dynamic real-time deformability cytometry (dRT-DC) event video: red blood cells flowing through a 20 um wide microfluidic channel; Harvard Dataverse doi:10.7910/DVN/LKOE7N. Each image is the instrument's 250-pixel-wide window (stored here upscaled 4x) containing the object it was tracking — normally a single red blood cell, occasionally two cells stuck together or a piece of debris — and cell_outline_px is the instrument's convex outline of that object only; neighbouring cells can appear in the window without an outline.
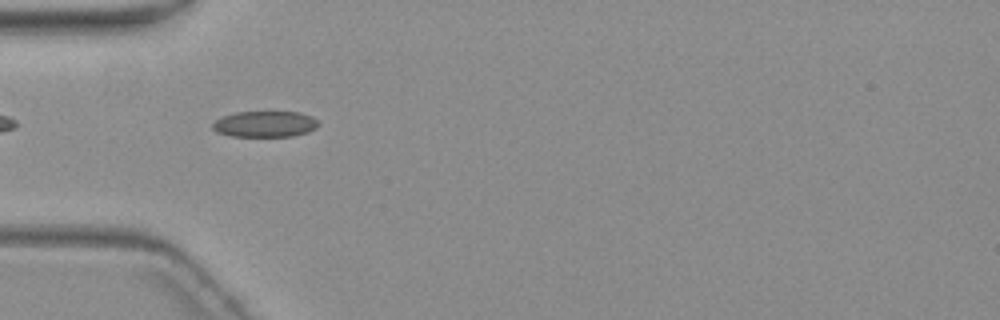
{"species": "common noctule bat (a hibernating species)", "species_latin": "Nyctalus noctula", "temperature_condition": "warm", "stored_images_in_passage": 6, "camera_frame_rate_fps": 3000, "um_per_image_px": 0.085, "animal": {"sex": "female", "body_mass_g": 19.3, "forearm_length_mm": 54.1}, "frame": {"image": 1, "passage_image": 1, "time_ms": 0.0, "image_size_px": [1000, 320], "cell_outline_px": [[320, 124], [316, 128], [308, 132], [292, 136], [232, 136], [216, 132], [212, 128], [212, 124], [216, 120], [224, 116], [236, 112], [300, 112], [312, 116]], "centroid_in_image_um": [22.54, 10.54], "position_along_channel_um": 62.5, "area_um2": 16.01}}
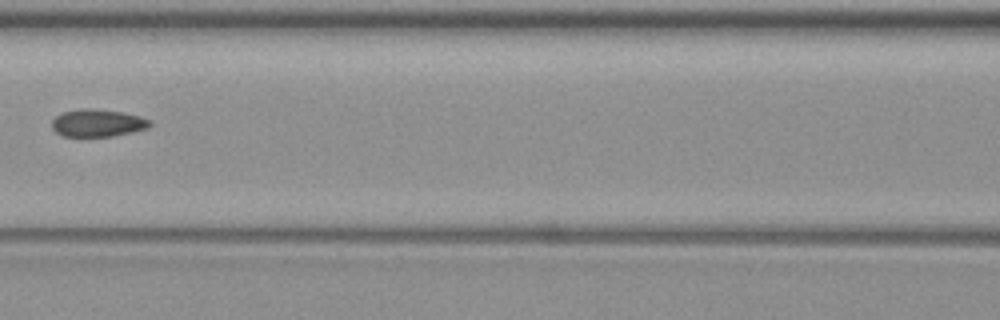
{"frame": {"image": 2, "passage_image": 3, "time_ms": 2.667, "image_size_px": [1000, 320], "cell_outline_px": [[152, 124], [148, 128], [132, 132], [112, 136], [64, 136], [56, 132], [52, 128], [52, 120], [56, 116], [64, 112], [80, 108], [84, 108], [120, 112], [140, 116], [152, 120]], "centroid_in_image_um": [8.32, 10.46], "position_along_channel_um": 158.3, "area_um2": 15.55}}
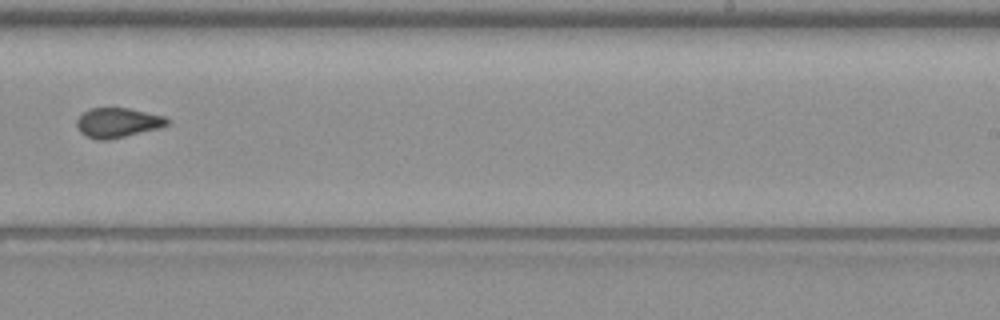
{"frame": {"image": 3, "passage_image": 6, "time_ms": 6.0, "image_size_px": [1000, 320], "cell_outline_px": [[168, 124], [160, 128], [108, 140], [96, 140], [80, 132], [76, 124], [76, 120], [84, 112], [92, 108], [128, 108], [164, 116], [168, 120]], "centroid_in_image_um": [9.99, 10.43], "position_along_channel_um": 279.0, "area_um2": 15.49}}